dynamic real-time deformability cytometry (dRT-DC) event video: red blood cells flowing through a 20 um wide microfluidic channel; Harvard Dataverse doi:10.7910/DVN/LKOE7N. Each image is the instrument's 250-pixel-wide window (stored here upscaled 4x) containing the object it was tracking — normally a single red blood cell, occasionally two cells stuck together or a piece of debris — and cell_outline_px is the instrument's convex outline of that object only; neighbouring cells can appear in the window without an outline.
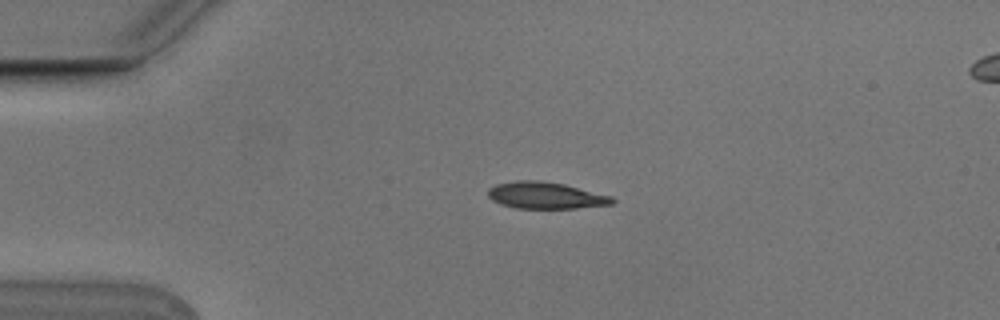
{"species": "Egyptian fruit bat (a non-hibernating species)", "species_latin": "Rousettus aegyptiacus", "temperature_condition": "cold", "stored_images_in_passage": 5, "segment_of_instrument_passage": [1, 2], "camera_frame_rate_fps": 3000, "um_per_image_px": 0.085, "animal": {"sex": "male"}, "frame": {"image": 1, "passage_image": 3, "time_ms": 0.667, "image_size_px": [1000, 320], "cell_outline_px": [[616, 200], [612, 204], [576, 208], [516, 208], [500, 204], [492, 200], [488, 196], [488, 188], [496, 184], [516, 180], [536, 180], [564, 184], [612, 196]], "centroid_in_image_um": [46.36, 16.61], "position_along_channel_um": 38.6, "area_um2": 19.31}}